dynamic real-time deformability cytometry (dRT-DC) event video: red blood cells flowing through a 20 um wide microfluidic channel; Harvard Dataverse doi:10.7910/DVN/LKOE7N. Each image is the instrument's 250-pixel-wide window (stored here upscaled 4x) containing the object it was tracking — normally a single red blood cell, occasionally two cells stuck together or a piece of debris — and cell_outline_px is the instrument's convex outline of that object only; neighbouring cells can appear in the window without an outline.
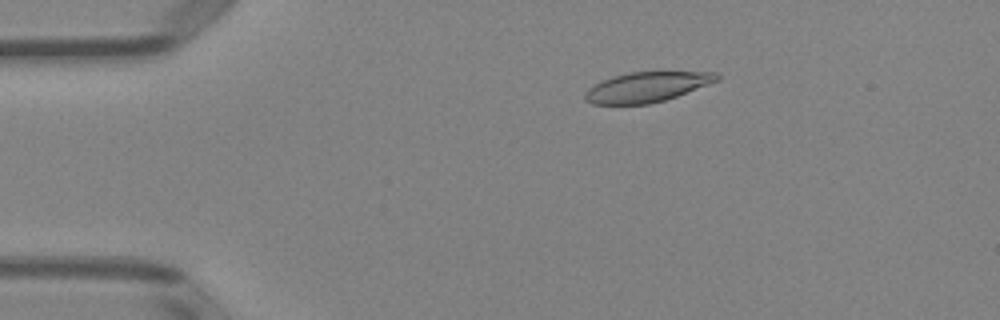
{"species": "Egyptian fruit bat (a non-hibernating species)", "species_latin": "Rousettus aegyptiacus", "temperature_condition": "room temperature", "stored_images_in_passage": 5, "camera_frame_rate_fps": 3000, "um_per_image_px": 0.085, "animal": {"sex": "female"}, "frame": {"image": 1, "passage_image": 3, "time_ms": 3.0, "image_size_px": [1000, 320], "cell_outline_px": [[720, 80], [676, 96], [664, 100], [648, 104], [592, 104], [584, 100], [584, 96], [588, 88], [612, 76], [628, 72], [716, 72], [720, 76]], "centroid_in_image_um": [54.98, 7.39], "position_along_channel_um": 30.0, "area_um2": 22.89}}
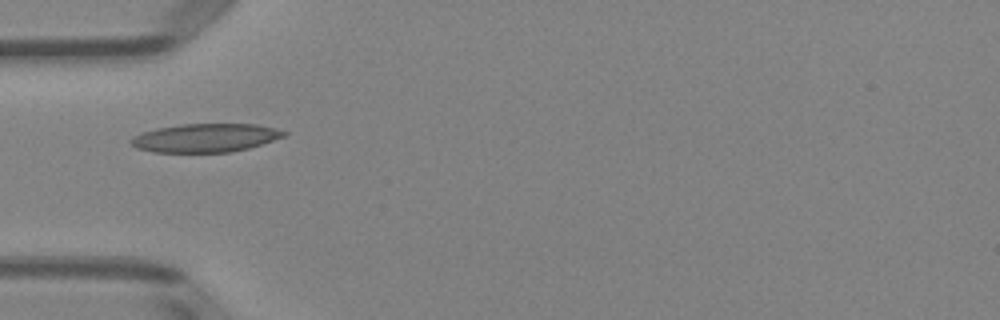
{"frame": {"image": 2, "passage_image": 5, "time_ms": 5.333, "image_size_px": [1000, 320], "cell_outline_px": [[288, 136], [248, 148], [232, 152], [152, 152], [136, 148], [128, 140], [132, 136], [156, 128], [180, 124], [256, 124], [288, 132]], "centroid_in_image_um": [17.45, 11.72], "position_along_channel_um": 67.5, "area_um2": 25.49}}